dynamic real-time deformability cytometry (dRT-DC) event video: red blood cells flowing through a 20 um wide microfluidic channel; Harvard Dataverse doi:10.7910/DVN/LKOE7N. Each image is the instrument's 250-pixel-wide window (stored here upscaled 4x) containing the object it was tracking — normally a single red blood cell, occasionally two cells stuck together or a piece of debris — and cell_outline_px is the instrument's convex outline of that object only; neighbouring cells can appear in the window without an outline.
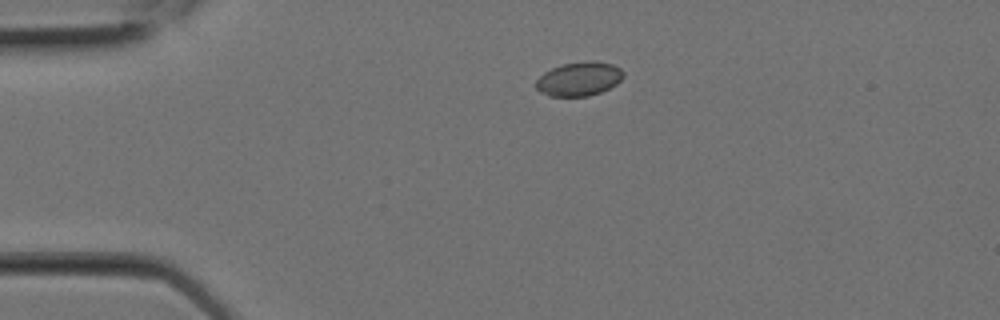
{"species": "Egyptian fruit bat (a non-hibernating species)", "species_latin": "Rousettus aegyptiacus", "temperature_condition": "room temperature", "stored_images_in_passage": 4, "camera_frame_rate_fps": 3000, "um_per_image_px": 0.085, "animal": {"sex": "female"}, "frame": {"image": 1, "passage_image": 1, "time_ms": 0.0, "image_size_px": [1000, 320], "cell_outline_px": [[624, 76], [616, 84], [600, 92], [588, 96], [548, 96], [540, 92], [536, 88], [536, 80], [544, 72], [552, 68], [564, 64], [588, 60], [592, 60], [612, 64], [620, 68], [624, 72]], "centroid_in_image_um": [49.22, 6.7], "position_along_channel_um": 35.8, "area_um2": 17.28}}
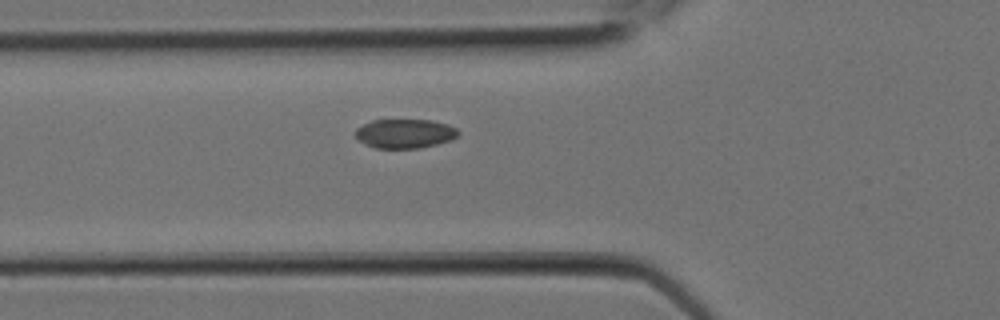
{"frame": {"image": 2, "passage_image": 4, "time_ms": 1.0, "image_size_px": [1000, 320], "cell_outline_px": [[460, 132], [452, 140], [420, 148], [376, 148], [364, 144], [356, 140], [356, 128], [372, 120], [432, 120], [448, 124], [456, 128]], "centroid_in_image_um": [34.4, 11.35], "position_along_channel_um": 91.4, "area_um2": 17.57}}